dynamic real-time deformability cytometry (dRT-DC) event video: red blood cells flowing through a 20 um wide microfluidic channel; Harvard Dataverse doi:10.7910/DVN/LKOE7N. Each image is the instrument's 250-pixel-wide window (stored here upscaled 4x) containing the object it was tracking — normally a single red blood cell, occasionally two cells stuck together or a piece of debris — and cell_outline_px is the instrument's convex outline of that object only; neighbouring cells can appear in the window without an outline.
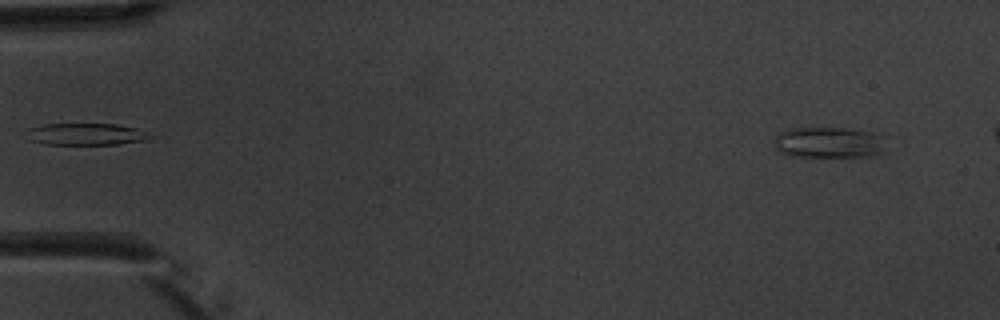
{"species": "common noctule bat (a hibernating species)", "species_latin": "Nyctalus noctula", "temperature_condition": "warm", "stored_images_in_passage": 6, "camera_frame_rate_fps": 3000, "um_per_image_px": 0.085, "animal": {"sex": "male", "body_mass_g": 20.1, "forearm_length_mm": 53.5}, "frame": {"image": 1, "passage_image": 1, "time_ms": 0.0, "image_size_px": [1000, 320], "cell_outline_px": [[884, 152], [868, 156], [792, 156], [780, 152], [776, 148], [776, 136], [780, 132], [792, 128], [844, 128], [872, 132], [876, 136]], "centroid_in_image_um": [70.35, 12.11], "position_along_channel_um": 14.6, "area_um2": 19.42}}